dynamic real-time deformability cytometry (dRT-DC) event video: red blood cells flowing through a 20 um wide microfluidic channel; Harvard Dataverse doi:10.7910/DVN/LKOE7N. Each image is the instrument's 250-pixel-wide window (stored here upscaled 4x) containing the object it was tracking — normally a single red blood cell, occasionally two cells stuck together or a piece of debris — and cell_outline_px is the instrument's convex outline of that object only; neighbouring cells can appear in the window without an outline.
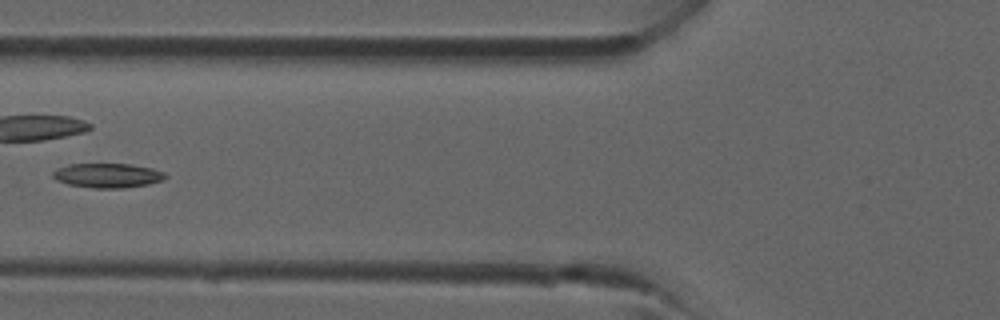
{"species": "common noctule bat (a hibernating species)", "species_latin": "Nyctalus noctula", "temperature_condition": "room temperature", "stored_images_in_passage": 11, "camera_frame_rate_fps": 3000, "um_per_image_px": 0.085, "animal": {"sex": "male", "forearm_length_mm": 52.5}, "frame": {"image": 1, "passage_image": 5, "time_ms": 1.333, "image_size_px": [1000, 320], "cell_outline_px": [[168, 176], [160, 180], [148, 184], [124, 188], [96, 188], [68, 184], [56, 180], [52, 176], [52, 172], [56, 168], [68, 164], [132, 164], [152, 168], [164, 172]], "centroid_in_image_um": [9.12, 14.91], "position_along_channel_um": 116.7, "area_um2": 16.01}}